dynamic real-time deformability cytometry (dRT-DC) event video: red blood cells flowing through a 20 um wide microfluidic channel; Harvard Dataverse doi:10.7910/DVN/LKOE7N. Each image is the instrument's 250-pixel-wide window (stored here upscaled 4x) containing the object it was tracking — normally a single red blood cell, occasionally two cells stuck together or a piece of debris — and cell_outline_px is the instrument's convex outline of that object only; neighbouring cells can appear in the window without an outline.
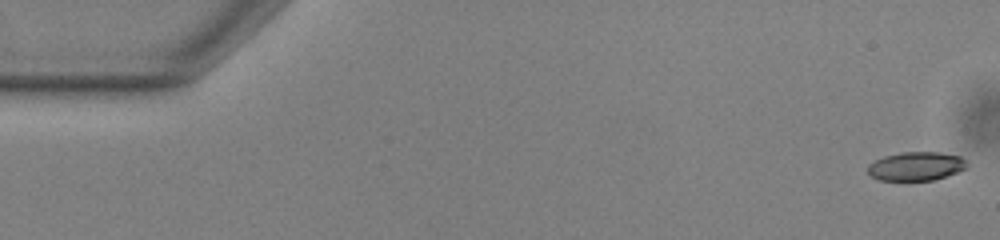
{"species": "common noctule bat (a hibernating species)", "species_latin": "Nyctalus noctula", "temperature_condition": "warm", "stored_images_in_passage": 53, "camera_frame_rate_fps": 3000, "um_per_image_px": 0.085, "animal": {"sex": "male", "body_mass_g": 13.0, "forearm_length_mm": 53.1}, "frame": {"image": 1, "passage_image": 1, "time_ms": 0.0, "image_size_px": [1000, 240], "cell_outline_px": [[968, 168], [932, 180], [880, 180], [872, 176], [868, 172], [868, 164], [884, 156], [900, 152], [940, 152], [960, 156], [968, 164]], "centroid_in_image_um": [77.87, 14.12], "position_along_channel_um": 7.1, "area_um2": 16.47}}
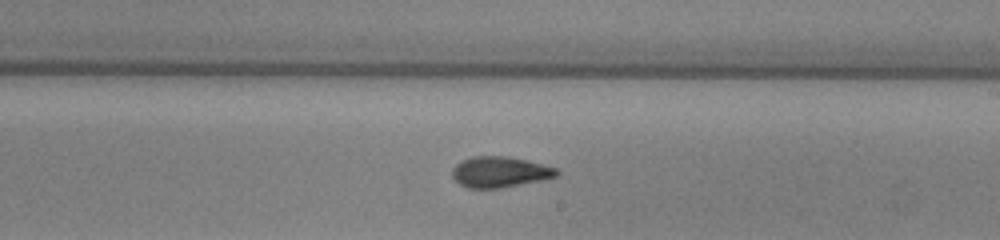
{"frame": {"image": 2, "passage_image": 31, "time_ms": 10.0, "image_size_px": [1000, 240], "cell_outline_px": [[560, 172], [556, 176], [544, 180], [500, 188], [468, 188], [460, 184], [452, 176], [452, 168], [460, 160], [472, 156], [504, 156], [524, 160], [556, 168]], "centroid_in_image_um": [42.45, 14.62], "position_along_channel_um": 246.5, "area_um2": 18.67}}
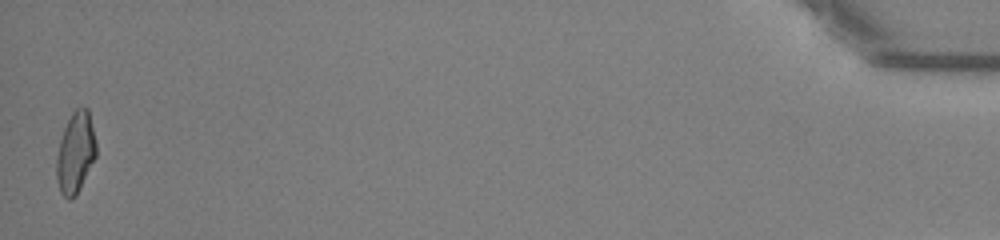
{"frame": {"image": 3, "passage_image": 53, "time_ms": 17.333, "image_size_px": [1000, 240], "cell_outline_px": [[96, 156], [76, 196], [72, 200], [68, 200], [60, 192], [56, 180], [56, 160], [60, 140], [64, 128], [72, 112], [76, 108], [88, 108], [96, 140]], "centroid_in_image_um": [6.41, 13.0], "position_along_channel_um": 428.8, "area_um2": 18.79}, "authors_computed_cell_mechanics": {"area_um2": 18.4382, "velocity_mm_per_s": 3.8433, "shape_relaxation_time_tau1_ms": null, "shape_relaxation_time_tau2_ms": 2.513, "deformation_change_tau1": null, "deformation_change_tau2": 0.1002}}